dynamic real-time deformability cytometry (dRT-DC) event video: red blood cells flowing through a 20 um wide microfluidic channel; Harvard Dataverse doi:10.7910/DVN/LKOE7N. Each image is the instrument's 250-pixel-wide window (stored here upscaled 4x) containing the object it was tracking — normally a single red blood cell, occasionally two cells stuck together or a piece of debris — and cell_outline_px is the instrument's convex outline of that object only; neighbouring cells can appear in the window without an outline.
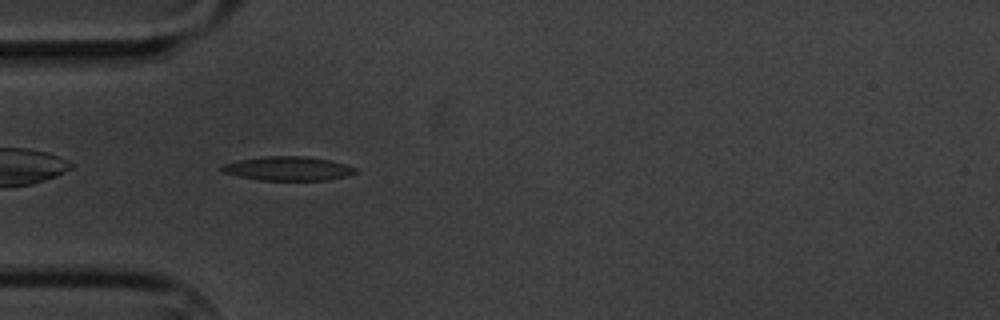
{"species": "common noctule bat (a hibernating species)", "species_latin": "Nyctalus noctula", "temperature_condition": "cold", "stored_images_in_passage": 5, "camera_frame_rate_fps": 3000, "um_per_image_px": 0.085, "animal": {"sex": "male", "body_mass_g": 20.1, "forearm_length_mm": 53.5}, "frame": {"image": 1, "passage_image": 5, "time_ms": 4.667, "image_size_px": [1000, 320], "cell_outline_px": [[356, 172], [344, 176], [324, 180], [260, 180], [240, 176], [224, 172], [220, 168], [224, 164], [240, 160], [264, 156], [304, 156], [328, 160], [344, 164], [356, 168]], "centroid_in_image_um": [24.47, 14.32], "position_along_channel_um": 60.5, "area_um2": 18.26}}